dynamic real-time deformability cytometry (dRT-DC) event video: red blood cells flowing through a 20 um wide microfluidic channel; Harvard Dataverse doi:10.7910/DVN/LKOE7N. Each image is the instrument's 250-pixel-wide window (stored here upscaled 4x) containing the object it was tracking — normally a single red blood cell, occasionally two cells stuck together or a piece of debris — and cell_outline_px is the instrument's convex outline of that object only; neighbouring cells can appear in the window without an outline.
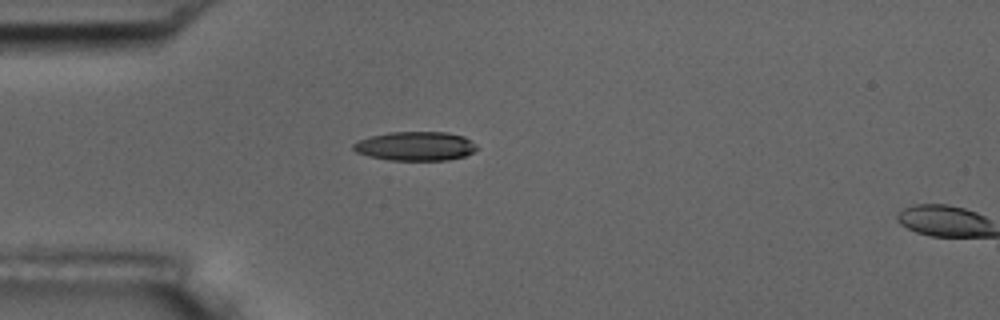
{"species": "common noctule bat (a hibernating species)", "species_latin": "Nyctalus noctula", "temperature_condition": "room temperature", "stored_images_in_passage": 2, "camera_frame_rate_fps": 3000, "um_per_image_px": 0.085, "animal": {"sex": "male", "body_mass_g": 17.5, "forearm_length_mm": 52.3}, "frame": {"image": 1, "passage_image": 1, "time_ms": 0.0, "image_size_px": [1000, 320], "cell_outline_px": [[480, 148], [464, 156], [448, 160], [388, 160], [368, 156], [356, 152], [352, 148], [352, 144], [360, 140], [372, 136], [388, 132], [448, 132], [464, 136], [476, 144]], "centroid_in_image_um": [35.33, 12.42], "position_along_channel_um": 49.7, "area_um2": 20.98}}